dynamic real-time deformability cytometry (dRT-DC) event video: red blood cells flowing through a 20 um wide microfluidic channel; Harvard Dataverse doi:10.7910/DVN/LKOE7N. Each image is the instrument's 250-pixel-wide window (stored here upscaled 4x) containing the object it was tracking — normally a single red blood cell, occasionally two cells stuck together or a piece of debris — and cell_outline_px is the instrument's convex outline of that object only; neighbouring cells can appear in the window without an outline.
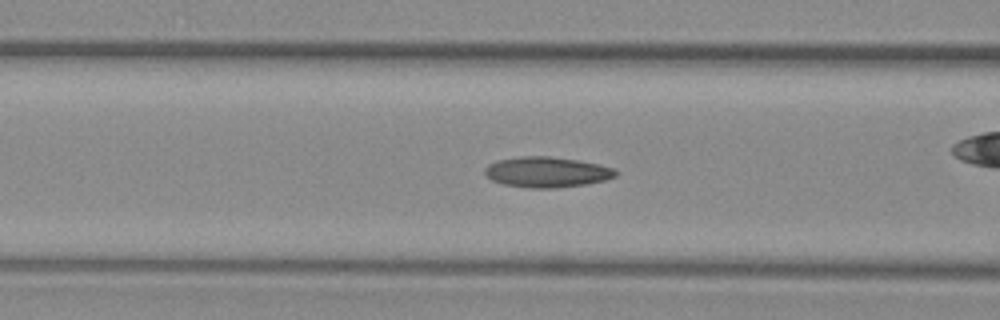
{"species": "common noctule bat (a hibernating species)", "species_latin": "Nyctalus noctula", "temperature_condition": "warm", "stored_images_in_passage": 40, "camera_frame_rate_fps": 3000, "um_per_image_px": 0.085, "animal": {"sex": "female", "body_mass_g": 29.2, "forearm_length_mm": 56.3}, "frame": {"image": 1, "passage_image": 7, "time_ms": 2.0, "image_size_px": [1000, 320], "cell_outline_px": [[620, 172], [616, 176], [604, 180], [588, 184], [556, 188], [528, 188], [504, 184], [492, 180], [484, 172], [484, 168], [488, 164], [496, 160], [520, 156], [552, 156], [580, 160], [600, 164], [616, 168]], "centroid_in_image_um": [46.52, 14.62], "position_along_channel_um": 120.1, "area_um2": 23.64}}
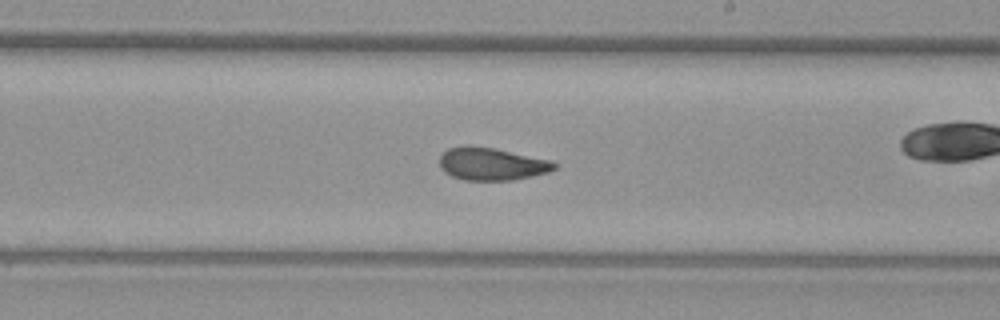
{"frame": {"image": 2, "passage_image": 17, "time_ms": 5.333, "image_size_px": [1000, 320], "cell_outline_px": [[556, 168], [548, 172], [532, 176], [512, 180], [464, 180], [452, 176], [444, 172], [440, 168], [440, 156], [448, 148], [468, 144], [496, 148], [552, 160], [556, 164]], "centroid_in_image_um": [41.78, 13.92], "position_along_channel_um": 247.2, "area_um2": 22.08}}
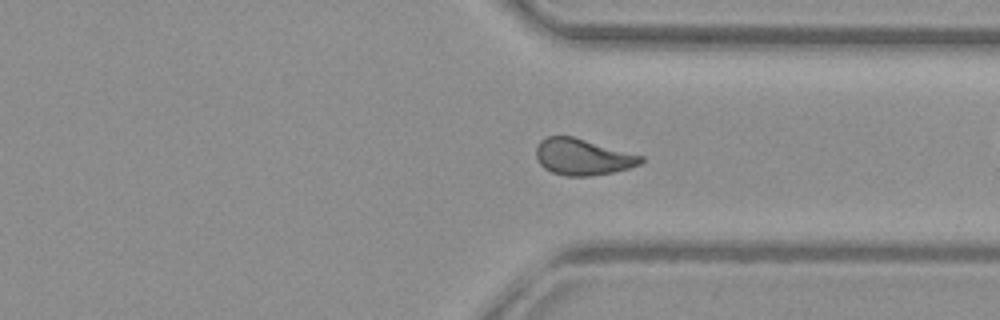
{"frame": {"image": 3, "passage_image": 26, "time_ms": 8.333, "image_size_px": [1000, 320], "cell_outline_px": [[644, 160], [640, 164], [628, 168], [612, 172], [588, 176], [568, 176], [552, 172], [544, 168], [540, 164], [536, 156], [536, 148], [540, 140], [548, 136], [572, 136], [644, 156]], "centroid_in_image_um": [49.52, 13.33], "position_along_channel_um": 361.9, "area_um2": 22.02}, "authors_computed_cell_mechanics": {"area_um2": 22.1952, "velocity_mm_per_s": 3.8194, "shape_relaxation_time_tau1_ms": null, "shape_relaxation_time_tau2_ms": 1.7389, "deformation_change_tau1": null, "deformation_change_tau2": 0.0728}}